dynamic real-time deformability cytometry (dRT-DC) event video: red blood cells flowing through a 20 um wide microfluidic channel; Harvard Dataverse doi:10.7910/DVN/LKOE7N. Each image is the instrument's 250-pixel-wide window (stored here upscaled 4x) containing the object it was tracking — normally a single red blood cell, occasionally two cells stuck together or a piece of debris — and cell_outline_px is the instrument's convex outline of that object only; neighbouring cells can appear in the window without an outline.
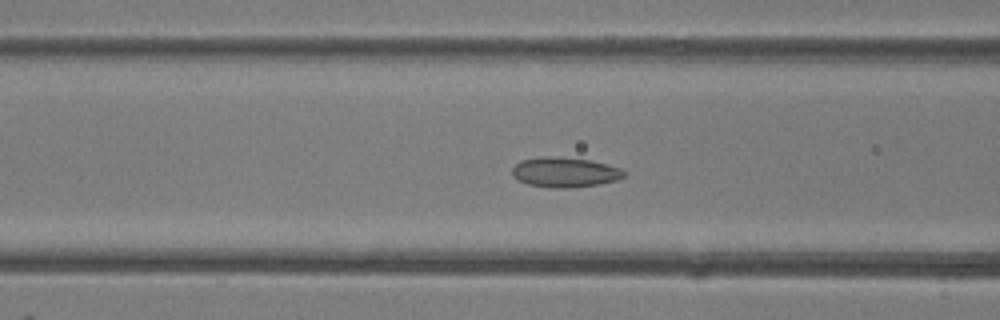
{"species": "common noctule bat (a hibernating species)", "species_latin": "Nyctalus noctula", "temperature_condition": "room temperature", "stored_images_in_passage": 38, "camera_frame_rate_fps": 3000, "um_per_image_px": 0.085, "animal": {"sex": "female"}, "frame": {"image": 1, "passage_image": 8, "time_ms": 2.333, "image_size_px": [1000, 320], "cell_outline_px": [[624, 176], [616, 180], [600, 184], [568, 188], [560, 188], [528, 184], [512, 176], [512, 168], [520, 160], [556, 156], [588, 160], [608, 164], [620, 168], [624, 172]], "centroid_in_image_um": [48.02, 14.64], "position_along_channel_um": 118.6, "area_um2": 19.19}}
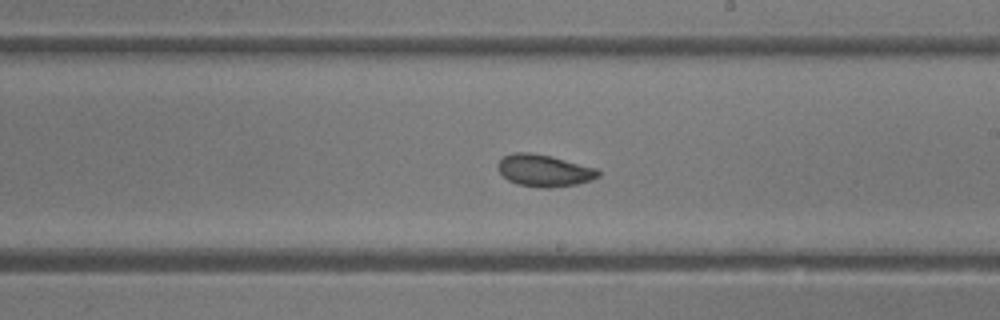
{"frame": {"image": 2, "passage_image": 17, "time_ms": 5.333, "image_size_px": [1000, 320], "cell_outline_px": [[600, 176], [592, 180], [576, 184], [552, 188], [540, 188], [516, 184], [508, 180], [496, 168], [496, 164], [504, 156], [512, 152], [528, 152], [552, 156], [596, 168], [600, 172]], "centroid_in_image_um": [46.24, 14.5], "position_along_channel_um": 242.8, "area_um2": 18.9}}
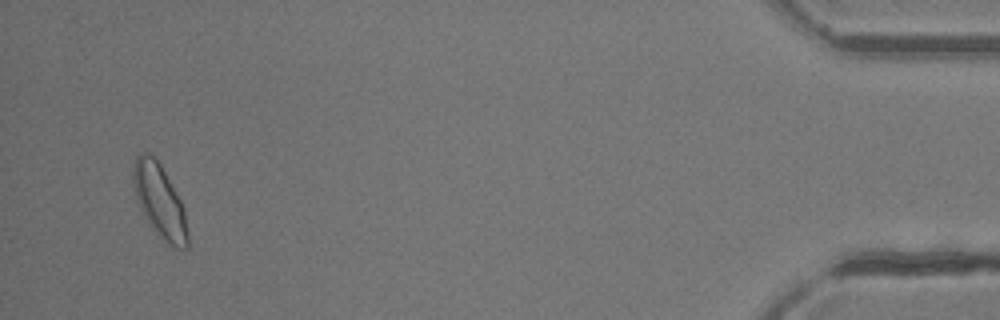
{"frame": {"image": 3, "passage_image": 36, "time_ms": 11.667, "image_size_px": [1000, 320], "cell_outline_px": [[188, 248], [176, 248], [160, 236], [148, 224], [140, 208], [132, 180], [132, 168], [136, 156], [140, 152], [144, 152], [152, 156], [160, 164], [180, 200], [184, 208], [188, 232]], "centroid_in_image_um": [13.56, 17.08], "position_along_channel_um": 421.6, "area_um2": 22.89}, "authors_computed_cell_mechanics": {"area_um2": 18.9584, "velocity_mm_per_s": 4.137, "shape_relaxation_time_tau1_ms": null, "shape_relaxation_time_tau2_ms": 1.5564, "deformation_change_tau1": null, "deformation_change_tau2": 0.0643}}